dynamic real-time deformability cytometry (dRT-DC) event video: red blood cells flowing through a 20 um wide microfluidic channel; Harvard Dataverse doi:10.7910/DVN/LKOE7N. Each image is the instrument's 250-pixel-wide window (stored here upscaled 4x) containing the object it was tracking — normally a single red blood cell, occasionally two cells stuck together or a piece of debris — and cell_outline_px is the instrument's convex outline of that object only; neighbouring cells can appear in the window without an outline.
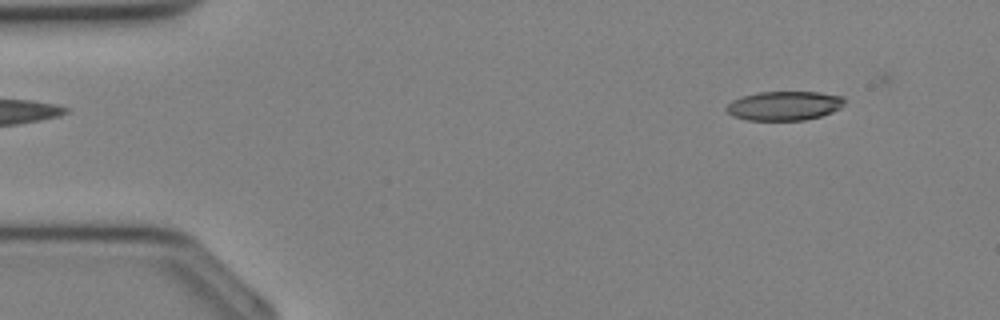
{"species": "Egyptian fruit bat (a non-hibernating species)", "species_latin": "Rousettus aegyptiacus", "temperature_condition": "cold", "stored_images_in_passage": 32, "camera_frame_rate_fps": 3000, "um_per_image_px": 0.085, "animal": {"sex": "female"}, "frame": {"image": 1, "passage_image": 1, "time_ms": 0.0, "image_size_px": [1000, 320], "cell_outline_px": [[844, 104], [840, 108], [832, 112], [820, 116], [804, 120], [748, 120], [732, 116], [724, 108], [732, 100], [740, 96], [760, 92], [820, 92], [844, 96]], "centroid_in_image_um": [66.65, 8.98], "position_along_channel_um": 18.3, "area_um2": 20.17}}
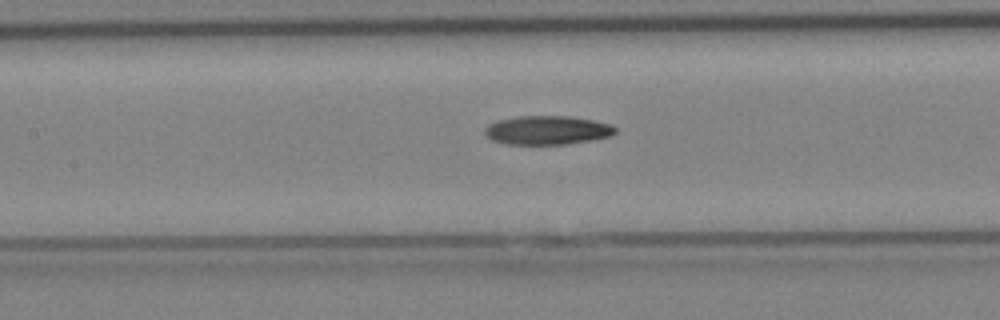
{"frame": {"image": 2, "passage_image": 13, "time_ms": 4.0, "image_size_px": [1000, 320], "cell_outline_px": [[616, 132], [612, 136], [592, 140], [568, 144], [504, 144], [492, 140], [484, 132], [484, 128], [488, 124], [500, 120], [516, 116], [568, 116], [592, 120], [612, 124], [616, 128]], "centroid_in_image_um": [46.53, 11.07], "position_along_channel_um": 160.9, "area_um2": 22.02}}
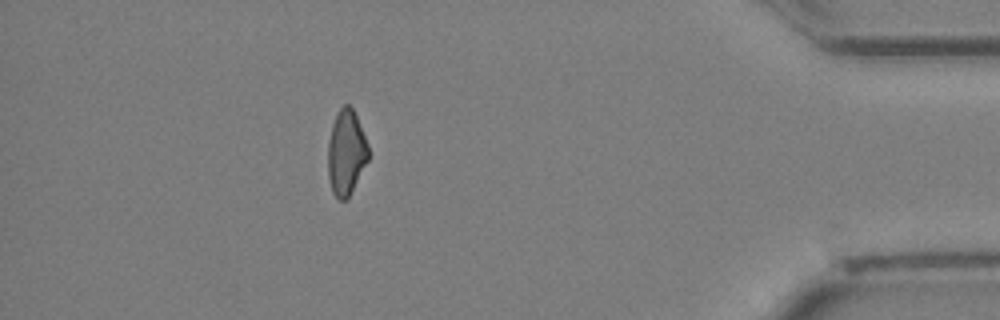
{"frame": {"image": 3, "passage_image": 28, "time_ms": 9.0, "image_size_px": [1000, 320], "cell_outline_px": [[368, 160], [348, 196], [344, 200], [340, 200], [332, 192], [328, 176], [328, 140], [332, 124], [340, 108], [344, 104], [348, 104], [352, 108], [356, 116], [368, 144]], "centroid_in_image_um": [29.41, 12.95], "position_along_channel_um": 405.8, "area_um2": 19.71}}